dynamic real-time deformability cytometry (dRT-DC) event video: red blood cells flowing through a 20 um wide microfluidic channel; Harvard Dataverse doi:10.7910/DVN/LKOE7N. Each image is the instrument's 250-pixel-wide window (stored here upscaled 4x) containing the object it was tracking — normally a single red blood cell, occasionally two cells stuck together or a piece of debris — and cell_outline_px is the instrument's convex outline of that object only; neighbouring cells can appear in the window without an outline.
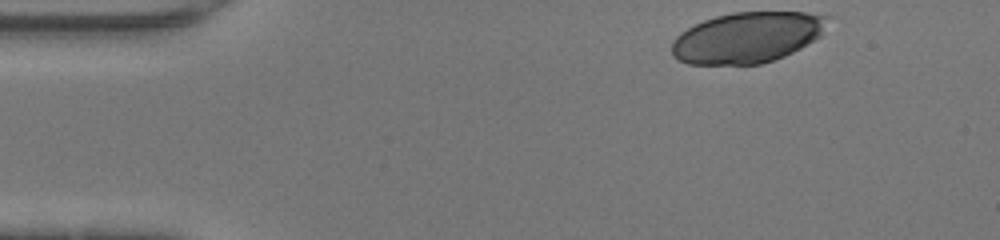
{"species": "human", "species_latin": "Homo sapiens", "temperature_condition": "warm", "stored_images_in_passage": 34, "camera_frame_rate_fps": 3000, "um_per_image_px": 0.085, "donor": {"sex": "female"}, "frame": {"image": 1, "passage_image": 1, "time_ms": 0.0, "image_size_px": [1000, 240], "cell_outline_px": [[832, 16], [820, 36], [800, 48], [784, 56], [760, 64], [688, 64], [672, 56], [672, 40], [680, 32], [704, 20], [716, 16], [732, 12], [804, 12]], "centroid_in_image_um": [63.52, 3.17], "position_along_channel_um": 21.5, "area_um2": 46.12}}
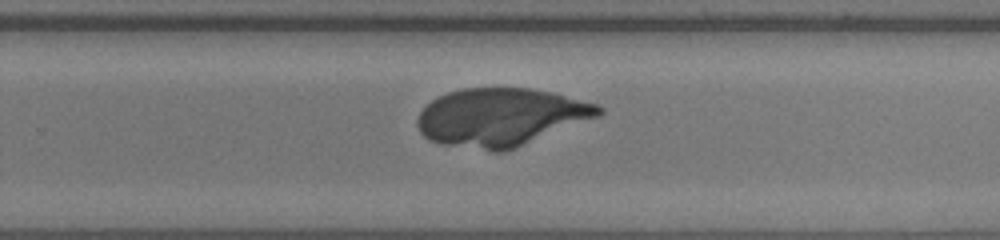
{"frame": {"image": 2, "passage_image": 25, "time_ms": 8.0, "image_size_px": [1000, 240], "cell_outline_px": [[604, 112], [600, 116], [504, 152], [492, 152], [440, 144], [428, 140], [420, 132], [416, 124], [416, 120], [420, 112], [432, 100], [448, 92], [464, 88], [528, 88], [552, 92], [596, 104], [604, 108]], "centroid_in_image_um": [42.55, 9.97], "position_along_channel_um": 287.2, "area_um2": 61.27}}
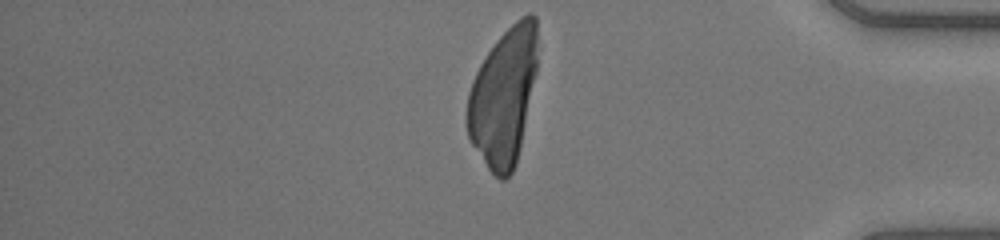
{"frame": {"image": 3, "passage_image": 34, "time_ms": 11.0, "image_size_px": [1000, 240], "cell_outline_px": [[536, 72], [516, 164], [512, 172], [504, 180], [500, 180], [488, 168], [472, 144], [468, 136], [468, 92], [472, 80], [480, 64], [496, 40], [520, 16], [528, 12], [532, 12], [536, 16]], "centroid_in_image_um": [42.79, 8.19], "position_along_channel_um": 392.4, "area_um2": 55.37}}